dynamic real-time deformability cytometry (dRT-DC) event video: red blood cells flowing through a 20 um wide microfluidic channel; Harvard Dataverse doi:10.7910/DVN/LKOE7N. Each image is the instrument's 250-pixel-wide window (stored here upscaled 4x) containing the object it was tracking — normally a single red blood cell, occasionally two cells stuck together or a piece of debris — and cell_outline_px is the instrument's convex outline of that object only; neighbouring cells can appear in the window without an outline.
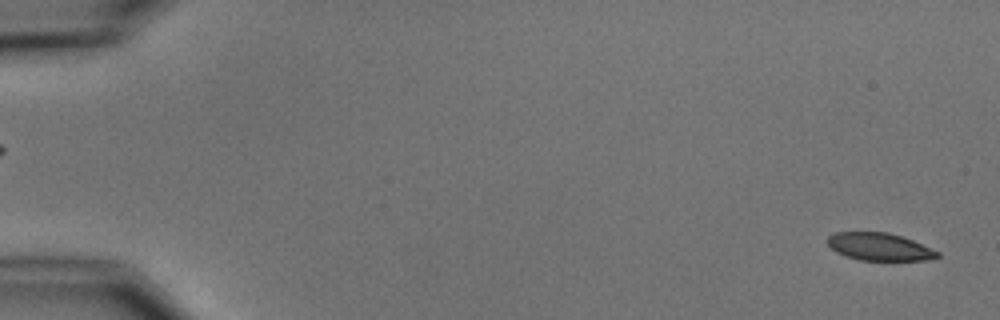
{"species": "common noctule bat (a hibernating species)", "species_latin": "Nyctalus noctula", "temperature_condition": "cold", "stored_images_in_passage": 6, "camera_frame_rate_fps": 3000, "um_per_image_px": 0.085, "animal": {"sex": "male", "body_mass_g": 15.6}, "frame": {"image": 1, "passage_image": 1, "time_ms": 0.0, "image_size_px": [1000, 320], "cell_outline_px": [[940, 256], [924, 260], [860, 260], [836, 252], [828, 244], [828, 236], [836, 232], [888, 232], [912, 240], [940, 252]], "centroid_in_image_um": [74.75, 20.97], "position_along_channel_um": 10.3, "area_um2": 17.4}}
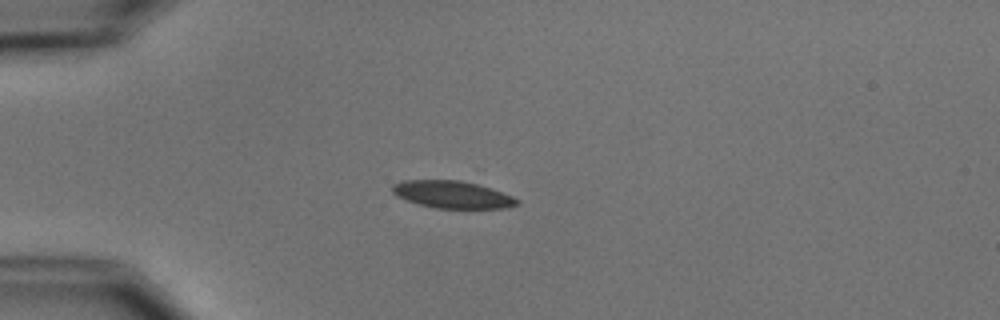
{"frame": {"image": 2, "passage_image": 4, "time_ms": 4.333, "image_size_px": [1000, 320], "cell_outline_px": [[520, 204], [508, 208], [436, 208], [420, 204], [396, 196], [392, 192], [392, 184], [404, 180], [460, 180], [480, 184], [512, 196], [520, 200]], "centroid_in_image_um": [38.48, 16.53], "position_along_channel_um": 46.5, "area_um2": 19.88}}